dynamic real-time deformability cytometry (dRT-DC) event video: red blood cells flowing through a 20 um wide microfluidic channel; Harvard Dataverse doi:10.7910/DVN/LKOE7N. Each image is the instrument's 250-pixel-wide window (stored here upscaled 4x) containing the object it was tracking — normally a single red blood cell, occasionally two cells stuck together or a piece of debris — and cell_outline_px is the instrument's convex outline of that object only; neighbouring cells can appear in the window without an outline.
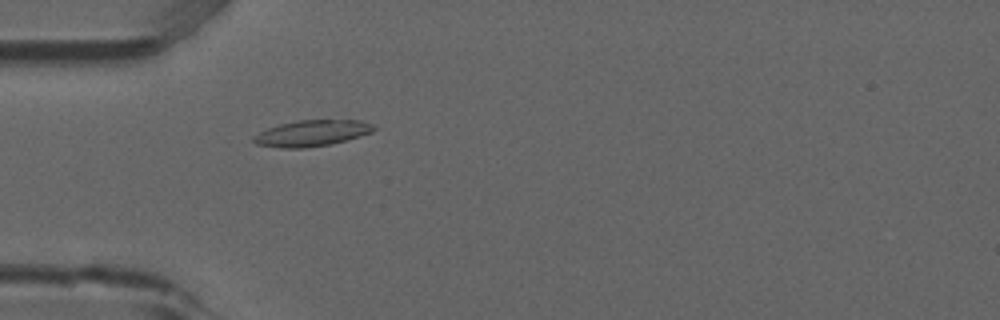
{"species": "common noctule bat (a hibernating species)", "species_latin": "Nyctalus noctula", "temperature_condition": "room temperature", "stored_images_in_passage": 3, "camera_frame_rate_fps": 3000, "um_per_image_px": 0.085, "animal": {"sex": "male", "forearm_length_mm": 52.5}, "frame": {"image": 1, "passage_image": 3, "time_ms": 0.667, "image_size_px": [1000, 320], "cell_outline_px": [[376, 128], [372, 132], [344, 140], [328, 144], [304, 148], [280, 148], [256, 144], [252, 140], [252, 136], [268, 128], [280, 124], [296, 120], [360, 120], [372, 124]], "centroid_in_image_um": [26.46, 11.31], "position_along_channel_um": 58.5, "area_um2": 18.09}}